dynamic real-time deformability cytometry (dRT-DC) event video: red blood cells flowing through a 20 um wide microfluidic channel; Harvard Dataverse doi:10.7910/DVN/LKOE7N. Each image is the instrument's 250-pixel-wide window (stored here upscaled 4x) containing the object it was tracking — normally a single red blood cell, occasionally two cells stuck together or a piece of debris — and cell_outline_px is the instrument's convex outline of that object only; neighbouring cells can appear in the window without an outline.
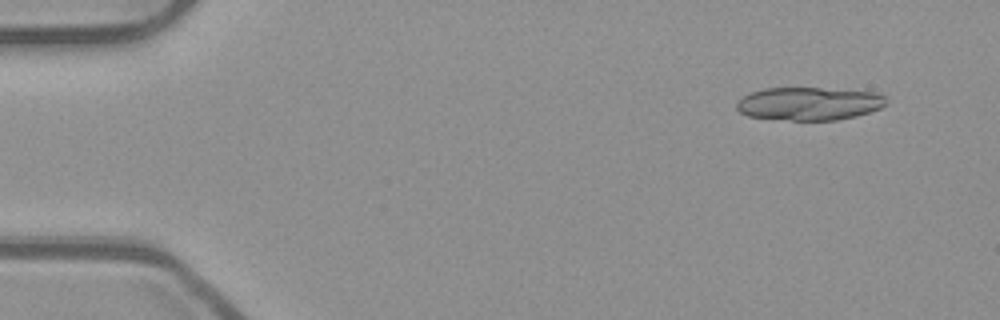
{"species": "common noctule bat (a hibernating species)", "species_latin": "Nyctalus noctula", "temperature_condition": "room temperature", "stored_images_in_passage": 19, "camera_frame_rate_fps": 3000, "um_per_image_px": 0.085, "animal": {"sex": "male", "body_mass_g": 23.1, "forearm_length_mm": 52.7}, "frame": {"image": 1, "passage_image": 5, "time_ms": 1.333, "image_size_px": [1000, 320], "cell_outline_px": [[888, 104], [880, 108], [856, 116], [836, 120], [792, 120], [748, 116], [740, 112], [736, 108], [736, 104], [744, 96], [752, 92], [764, 88], [820, 88], [876, 92], [884, 96], [888, 100]], "centroid_in_image_um": [68.8, 8.81], "position_along_channel_um": 16.2, "area_um2": 28.73}}